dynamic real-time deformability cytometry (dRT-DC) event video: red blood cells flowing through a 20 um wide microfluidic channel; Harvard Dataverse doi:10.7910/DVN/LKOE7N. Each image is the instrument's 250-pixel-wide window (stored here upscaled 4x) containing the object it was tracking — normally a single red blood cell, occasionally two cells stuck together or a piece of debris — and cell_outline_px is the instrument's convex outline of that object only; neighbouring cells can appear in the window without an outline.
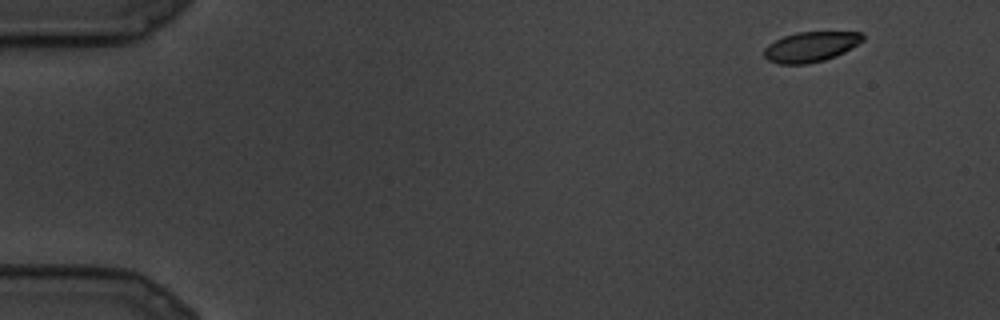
{"species": "common noctule bat (a hibernating species)", "species_latin": "Nyctalus noctula", "temperature_condition": "cold", "stored_images_in_passage": 7, "camera_frame_rate_fps": 3000, "um_per_image_px": 0.085, "animal": {"sex": "male", "body_mass_g": 19.5, "forearm_length_mm": 54.6}, "frame": {"image": 1, "passage_image": 1, "time_ms": 0.0, "image_size_px": [1000, 320], "cell_outline_px": [[864, 40], [844, 52], [836, 56], [824, 60], [808, 64], [776, 64], [768, 60], [764, 56], [764, 48], [768, 44], [784, 36], [796, 32], [864, 32]], "centroid_in_image_um": [68.91, 3.98], "position_along_channel_um": 16.1, "area_um2": 17.4}}